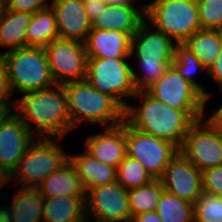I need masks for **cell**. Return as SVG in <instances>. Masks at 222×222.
Here are the masks:
<instances>
[{
	"mask_svg": "<svg viewBox=\"0 0 222 222\" xmlns=\"http://www.w3.org/2000/svg\"><path fill=\"white\" fill-rule=\"evenodd\" d=\"M26 36L27 47H45L59 38L56 16L51 6L33 13Z\"/></svg>",
	"mask_w": 222,
	"mask_h": 222,
	"instance_id": "cell-25",
	"label": "cell"
},
{
	"mask_svg": "<svg viewBox=\"0 0 222 222\" xmlns=\"http://www.w3.org/2000/svg\"><path fill=\"white\" fill-rule=\"evenodd\" d=\"M212 115L210 116L217 124H222V105L219 107V109H212L211 110Z\"/></svg>",
	"mask_w": 222,
	"mask_h": 222,
	"instance_id": "cell-41",
	"label": "cell"
},
{
	"mask_svg": "<svg viewBox=\"0 0 222 222\" xmlns=\"http://www.w3.org/2000/svg\"><path fill=\"white\" fill-rule=\"evenodd\" d=\"M7 10V0H0V18L5 14Z\"/></svg>",
	"mask_w": 222,
	"mask_h": 222,
	"instance_id": "cell-43",
	"label": "cell"
},
{
	"mask_svg": "<svg viewBox=\"0 0 222 222\" xmlns=\"http://www.w3.org/2000/svg\"><path fill=\"white\" fill-rule=\"evenodd\" d=\"M62 86L67 95L72 129L85 120L90 125H103V129L125 121V109L113 97L96 90L86 79Z\"/></svg>",
	"mask_w": 222,
	"mask_h": 222,
	"instance_id": "cell-4",
	"label": "cell"
},
{
	"mask_svg": "<svg viewBox=\"0 0 222 222\" xmlns=\"http://www.w3.org/2000/svg\"><path fill=\"white\" fill-rule=\"evenodd\" d=\"M146 92L154 99L183 111H205L206 97L174 65Z\"/></svg>",
	"mask_w": 222,
	"mask_h": 222,
	"instance_id": "cell-12",
	"label": "cell"
},
{
	"mask_svg": "<svg viewBox=\"0 0 222 222\" xmlns=\"http://www.w3.org/2000/svg\"><path fill=\"white\" fill-rule=\"evenodd\" d=\"M86 214V195L44 198L43 222H78Z\"/></svg>",
	"mask_w": 222,
	"mask_h": 222,
	"instance_id": "cell-23",
	"label": "cell"
},
{
	"mask_svg": "<svg viewBox=\"0 0 222 222\" xmlns=\"http://www.w3.org/2000/svg\"><path fill=\"white\" fill-rule=\"evenodd\" d=\"M13 196L9 206L1 205L0 222H43L44 197L38 188L19 187Z\"/></svg>",
	"mask_w": 222,
	"mask_h": 222,
	"instance_id": "cell-18",
	"label": "cell"
},
{
	"mask_svg": "<svg viewBox=\"0 0 222 222\" xmlns=\"http://www.w3.org/2000/svg\"><path fill=\"white\" fill-rule=\"evenodd\" d=\"M196 121L179 152L201 172L222 165V127L210 116Z\"/></svg>",
	"mask_w": 222,
	"mask_h": 222,
	"instance_id": "cell-9",
	"label": "cell"
},
{
	"mask_svg": "<svg viewBox=\"0 0 222 222\" xmlns=\"http://www.w3.org/2000/svg\"><path fill=\"white\" fill-rule=\"evenodd\" d=\"M12 93L21 95L56 85L44 47H23L0 53Z\"/></svg>",
	"mask_w": 222,
	"mask_h": 222,
	"instance_id": "cell-5",
	"label": "cell"
},
{
	"mask_svg": "<svg viewBox=\"0 0 222 222\" xmlns=\"http://www.w3.org/2000/svg\"><path fill=\"white\" fill-rule=\"evenodd\" d=\"M163 189L194 204L202 195V172L180 152L170 161L160 178Z\"/></svg>",
	"mask_w": 222,
	"mask_h": 222,
	"instance_id": "cell-14",
	"label": "cell"
},
{
	"mask_svg": "<svg viewBox=\"0 0 222 222\" xmlns=\"http://www.w3.org/2000/svg\"><path fill=\"white\" fill-rule=\"evenodd\" d=\"M127 155L136 159L152 176L160 179L170 161L179 152L172 142L142 133L126 122Z\"/></svg>",
	"mask_w": 222,
	"mask_h": 222,
	"instance_id": "cell-10",
	"label": "cell"
},
{
	"mask_svg": "<svg viewBox=\"0 0 222 222\" xmlns=\"http://www.w3.org/2000/svg\"><path fill=\"white\" fill-rule=\"evenodd\" d=\"M34 137L22 119L10 113L0 123V165L13 172Z\"/></svg>",
	"mask_w": 222,
	"mask_h": 222,
	"instance_id": "cell-15",
	"label": "cell"
},
{
	"mask_svg": "<svg viewBox=\"0 0 222 222\" xmlns=\"http://www.w3.org/2000/svg\"><path fill=\"white\" fill-rule=\"evenodd\" d=\"M128 59L87 58L86 68V80L96 90L113 97L124 109L129 104L127 98L133 99L137 93Z\"/></svg>",
	"mask_w": 222,
	"mask_h": 222,
	"instance_id": "cell-8",
	"label": "cell"
},
{
	"mask_svg": "<svg viewBox=\"0 0 222 222\" xmlns=\"http://www.w3.org/2000/svg\"><path fill=\"white\" fill-rule=\"evenodd\" d=\"M142 100L140 106L131 103L125 109V121L136 130L172 142L181 147L190 127L202 119L205 111L177 110L154 99L146 91L137 92L132 100Z\"/></svg>",
	"mask_w": 222,
	"mask_h": 222,
	"instance_id": "cell-1",
	"label": "cell"
},
{
	"mask_svg": "<svg viewBox=\"0 0 222 222\" xmlns=\"http://www.w3.org/2000/svg\"><path fill=\"white\" fill-rule=\"evenodd\" d=\"M173 65L187 81L192 83L206 97L207 100L210 99L211 94L205 90V86L198 83L194 78V76L197 75V71L207 72L208 70L184 43L175 44Z\"/></svg>",
	"mask_w": 222,
	"mask_h": 222,
	"instance_id": "cell-29",
	"label": "cell"
},
{
	"mask_svg": "<svg viewBox=\"0 0 222 222\" xmlns=\"http://www.w3.org/2000/svg\"><path fill=\"white\" fill-rule=\"evenodd\" d=\"M61 39L85 42L92 29V22L85 11L83 0H52Z\"/></svg>",
	"mask_w": 222,
	"mask_h": 222,
	"instance_id": "cell-16",
	"label": "cell"
},
{
	"mask_svg": "<svg viewBox=\"0 0 222 222\" xmlns=\"http://www.w3.org/2000/svg\"><path fill=\"white\" fill-rule=\"evenodd\" d=\"M175 42L144 20L131 37L130 56H135L143 76L132 69L134 86L146 91L173 65ZM135 53V55H133ZM138 58V59H137Z\"/></svg>",
	"mask_w": 222,
	"mask_h": 222,
	"instance_id": "cell-3",
	"label": "cell"
},
{
	"mask_svg": "<svg viewBox=\"0 0 222 222\" xmlns=\"http://www.w3.org/2000/svg\"><path fill=\"white\" fill-rule=\"evenodd\" d=\"M69 160L74 165L85 191L116 181L117 168L100 162L86 151L77 155L69 154Z\"/></svg>",
	"mask_w": 222,
	"mask_h": 222,
	"instance_id": "cell-21",
	"label": "cell"
},
{
	"mask_svg": "<svg viewBox=\"0 0 222 222\" xmlns=\"http://www.w3.org/2000/svg\"><path fill=\"white\" fill-rule=\"evenodd\" d=\"M86 213L101 222H131L128 190L117 181L87 190Z\"/></svg>",
	"mask_w": 222,
	"mask_h": 222,
	"instance_id": "cell-13",
	"label": "cell"
},
{
	"mask_svg": "<svg viewBox=\"0 0 222 222\" xmlns=\"http://www.w3.org/2000/svg\"><path fill=\"white\" fill-rule=\"evenodd\" d=\"M13 111L4 103H0V123Z\"/></svg>",
	"mask_w": 222,
	"mask_h": 222,
	"instance_id": "cell-42",
	"label": "cell"
},
{
	"mask_svg": "<svg viewBox=\"0 0 222 222\" xmlns=\"http://www.w3.org/2000/svg\"><path fill=\"white\" fill-rule=\"evenodd\" d=\"M204 193L222 197V165L202 171Z\"/></svg>",
	"mask_w": 222,
	"mask_h": 222,
	"instance_id": "cell-33",
	"label": "cell"
},
{
	"mask_svg": "<svg viewBox=\"0 0 222 222\" xmlns=\"http://www.w3.org/2000/svg\"><path fill=\"white\" fill-rule=\"evenodd\" d=\"M156 213L162 222H194V204L162 191Z\"/></svg>",
	"mask_w": 222,
	"mask_h": 222,
	"instance_id": "cell-27",
	"label": "cell"
},
{
	"mask_svg": "<svg viewBox=\"0 0 222 222\" xmlns=\"http://www.w3.org/2000/svg\"><path fill=\"white\" fill-rule=\"evenodd\" d=\"M86 139L85 151L104 164L118 167L127 156L126 121Z\"/></svg>",
	"mask_w": 222,
	"mask_h": 222,
	"instance_id": "cell-17",
	"label": "cell"
},
{
	"mask_svg": "<svg viewBox=\"0 0 222 222\" xmlns=\"http://www.w3.org/2000/svg\"><path fill=\"white\" fill-rule=\"evenodd\" d=\"M52 0H7V10L35 13L51 6Z\"/></svg>",
	"mask_w": 222,
	"mask_h": 222,
	"instance_id": "cell-34",
	"label": "cell"
},
{
	"mask_svg": "<svg viewBox=\"0 0 222 222\" xmlns=\"http://www.w3.org/2000/svg\"><path fill=\"white\" fill-rule=\"evenodd\" d=\"M184 44L209 70L219 54L222 44V31L201 29L188 38Z\"/></svg>",
	"mask_w": 222,
	"mask_h": 222,
	"instance_id": "cell-26",
	"label": "cell"
},
{
	"mask_svg": "<svg viewBox=\"0 0 222 222\" xmlns=\"http://www.w3.org/2000/svg\"><path fill=\"white\" fill-rule=\"evenodd\" d=\"M54 140L55 138H36L29 145L12 172L16 185L37 188L45 178L69 160L67 151Z\"/></svg>",
	"mask_w": 222,
	"mask_h": 222,
	"instance_id": "cell-7",
	"label": "cell"
},
{
	"mask_svg": "<svg viewBox=\"0 0 222 222\" xmlns=\"http://www.w3.org/2000/svg\"><path fill=\"white\" fill-rule=\"evenodd\" d=\"M137 0H108L107 4L121 6H135ZM135 3V4H134Z\"/></svg>",
	"mask_w": 222,
	"mask_h": 222,
	"instance_id": "cell-40",
	"label": "cell"
},
{
	"mask_svg": "<svg viewBox=\"0 0 222 222\" xmlns=\"http://www.w3.org/2000/svg\"><path fill=\"white\" fill-rule=\"evenodd\" d=\"M12 180V172L7 167L0 165V190Z\"/></svg>",
	"mask_w": 222,
	"mask_h": 222,
	"instance_id": "cell-39",
	"label": "cell"
},
{
	"mask_svg": "<svg viewBox=\"0 0 222 222\" xmlns=\"http://www.w3.org/2000/svg\"><path fill=\"white\" fill-rule=\"evenodd\" d=\"M145 20L175 43L201 30L197 0H152L145 4Z\"/></svg>",
	"mask_w": 222,
	"mask_h": 222,
	"instance_id": "cell-6",
	"label": "cell"
},
{
	"mask_svg": "<svg viewBox=\"0 0 222 222\" xmlns=\"http://www.w3.org/2000/svg\"><path fill=\"white\" fill-rule=\"evenodd\" d=\"M89 215H85L84 217H82L78 222H101L100 220H97L96 218H92L94 220H91L90 217H87ZM89 219V220H88Z\"/></svg>",
	"mask_w": 222,
	"mask_h": 222,
	"instance_id": "cell-44",
	"label": "cell"
},
{
	"mask_svg": "<svg viewBox=\"0 0 222 222\" xmlns=\"http://www.w3.org/2000/svg\"><path fill=\"white\" fill-rule=\"evenodd\" d=\"M194 222H222V197L203 192L194 203Z\"/></svg>",
	"mask_w": 222,
	"mask_h": 222,
	"instance_id": "cell-31",
	"label": "cell"
},
{
	"mask_svg": "<svg viewBox=\"0 0 222 222\" xmlns=\"http://www.w3.org/2000/svg\"><path fill=\"white\" fill-rule=\"evenodd\" d=\"M137 6V4L136 6L107 4L106 8L92 22V28L115 30L133 36L145 20V5Z\"/></svg>",
	"mask_w": 222,
	"mask_h": 222,
	"instance_id": "cell-20",
	"label": "cell"
},
{
	"mask_svg": "<svg viewBox=\"0 0 222 222\" xmlns=\"http://www.w3.org/2000/svg\"><path fill=\"white\" fill-rule=\"evenodd\" d=\"M131 35L92 28L84 42L87 58H130Z\"/></svg>",
	"mask_w": 222,
	"mask_h": 222,
	"instance_id": "cell-19",
	"label": "cell"
},
{
	"mask_svg": "<svg viewBox=\"0 0 222 222\" xmlns=\"http://www.w3.org/2000/svg\"><path fill=\"white\" fill-rule=\"evenodd\" d=\"M57 85L86 79L87 55L83 42L57 38L44 47Z\"/></svg>",
	"mask_w": 222,
	"mask_h": 222,
	"instance_id": "cell-11",
	"label": "cell"
},
{
	"mask_svg": "<svg viewBox=\"0 0 222 222\" xmlns=\"http://www.w3.org/2000/svg\"><path fill=\"white\" fill-rule=\"evenodd\" d=\"M163 190L160 179H154L148 184L128 190L131 219L137 214L155 211Z\"/></svg>",
	"mask_w": 222,
	"mask_h": 222,
	"instance_id": "cell-28",
	"label": "cell"
},
{
	"mask_svg": "<svg viewBox=\"0 0 222 222\" xmlns=\"http://www.w3.org/2000/svg\"><path fill=\"white\" fill-rule=\"evenodd\" d=\"M32 15L6 10L0 18V47H6L8 51L27 47L26 30Z\"/></svg>",
	"mask_w": 222,
	"mask_h": 222,
	"instance_id": "cell-24",
	"label": "cell"
},
{
	"mask_svg": "<svg viewBox=\"0 0 222 222\" xmlns=\"http://www.w3.org/2000/svg\"><path fill=\"white\" fill-rule=\"evenodd\" d=\"M37 188L44 198L86 195L76 169L70 160L45 178Z\"/></svg>",
	"mask_w": 222,
	"mask_h": 222,
	"instance_id": "cell-22",
	"label": "cell"
},
{
	"mask_svg": "<svg viewBox=\"0 0 222 222\" xmlns=\"http://www.w3.org/2000/svg\"><path fill=\"white\" fill-rule=\"evenodd\" d=\"M83 4L91 22H93L107 6L104 0H83Z\"/></svg>",
	"mask_w": 222,
	"mask_h": 222,
	"instance_id": "cell-36",
	"label": "cell"
},
{
	"mask_svg": "<svg viewBox=\"0 0 222 222\" xmlns=\"http://www.w3.org/2000/svg\"><path fill=\"white\" fill-rule=\"evenodd\" d=\"M152 176L139 161L126 156L117 167L116 181L126 190H131L150 183Z\"/></svg>",
	"mask_w": 222,
	"mask_h": 222,
	"instance_id": "cell-30",
	"label": "cell"
},
{
	"mask_svg": "<svg viewBox=\"0 0 222 222\" xmlns=\"http://www.w3.org/2000/svg\"><path fill=\"white\" fill-rule=\"evenodd\" d=\"M201 29L222 31V0H197Z\"/></svg>",
	"mask_w": 222,
	"mask_h": 222,
	"instance_id": "cell-32",
	"label": "cell"
},
{
	"mask_svg": "<svg viewBox=\"0 0 222 222\" xmlns=\"http://www.w3.org/2000/svg\"><path fill=\"white\" fill-rule=\"evenodd\" d=\"M206 74L209 75L210 78L212 77V79L219 84V88L222 89V44L217 59Z\"/></svg>",
	"mask_w": 222,
	"mask_h": 222,
	"instance_id": "cell-37",
	"label": "cell"
},
{
	"mask_svg": "<svg viewBox=\"0 0 222 222\" xmlns=\"http://www.w3.org/2000/svg\"><path fill=\"white\" fill-rule=\"evenodd\" d=\"M21 96L20 99L15 100L14 112L30 132L33 135L35 133V138L62 140L71 132L72 120L68 111L67 95L62 85L56 84ZM31 125H35V128Z\"/></svg>",
	"mask_w": 222,
	"mask_h": 222,
	"instance_id": "cell-2",
	"label": "cell"
},
{
	"mask_svg": "<svg viewBox=\"0 0 222 222\" xmlns=\"http://www.w3.org/2000/svg\"><path fill=\"white\" fill-rule=\"evenodd\" d=\"M12 95L13 93L9 84L6 65L3 58L0 56V103L6 104L12 111H14L15 108H13V106L15 107L16 102L10 99L12 98Z\"/></svg>",
	"mask_w": 222,
	"mask_h": 222,
	"instance_id": "cell-35",
	"label": "cell"
},
{
	"mask_svg": "<svg viewBox=\"0 0 222 222\" xmlns=\"http://www.w3.org/2000/svg\"><path fill=\"white\" fill-rule=\"evenodd\" d=\"M131 222H162L156 211H148L132 217Z\"/></svg>",
	"mask_w": 222,
	"mask_h": 222,
	"instance_id": "cell-38",
	"label": "cell"
}]
</instances>
